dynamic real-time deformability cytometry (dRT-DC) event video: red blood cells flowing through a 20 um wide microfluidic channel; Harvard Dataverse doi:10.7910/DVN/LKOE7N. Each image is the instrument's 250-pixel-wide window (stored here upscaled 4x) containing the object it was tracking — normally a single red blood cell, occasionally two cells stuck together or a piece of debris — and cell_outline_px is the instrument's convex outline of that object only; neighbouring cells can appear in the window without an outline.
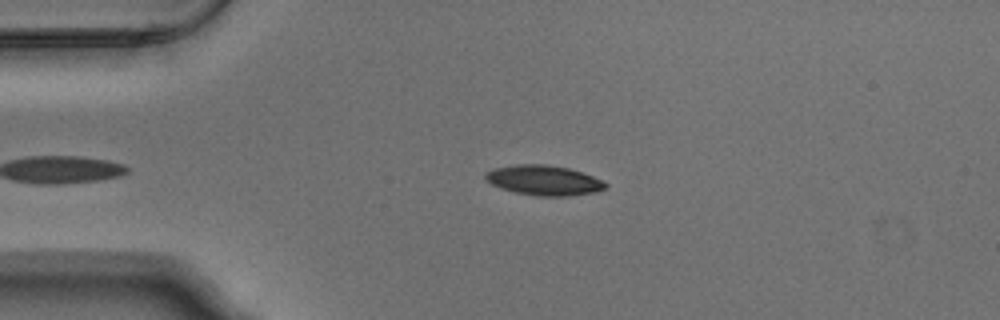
{"species": "Egyptian fruit bat (a non-hibernating species)", "species_latin": "Rousettus aegyptiacus", "temperature_condition": "warm", "stored_images_in_passage": 3, "camera_frame_rate_fps": 3000, "um_per_image_px": 0.085, "animal": {"sex": "male"}, "frame": {"image": 1, "passage_image": 1, "time_ms": 0.0, "image_size_px": [1000, 320], "cell_outline_px": [[608, 188], [596, 192], [568, 196], [540, 196], [516, 192], [500, 188], [492, 184], [484, 176], [484, 172], [496, 168], [516, 164], [548, 164], [568, 168], [584, 172], [608, 184]], "centroid_in_image_um": [46.26, 15.32], "position_along_channel_um": 38.7, "area_um2": 20.98}}
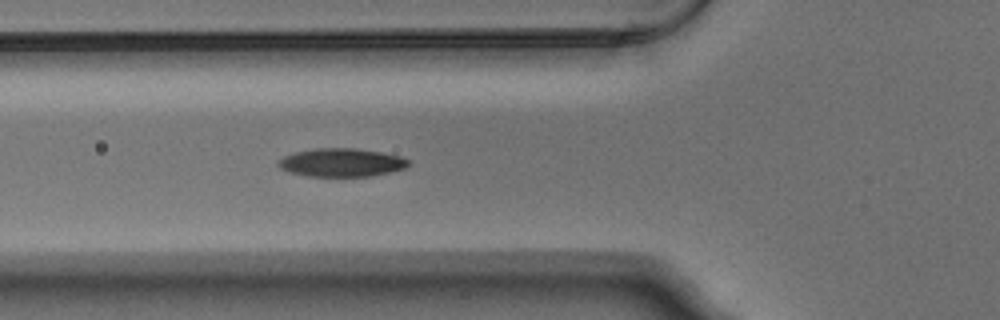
{"frame": {"image": 2, "passage_image": 3, "time_ms": 0.667, "image_size_px": [1000, 320], "cell_outline_px": [[408, 164], [404, 168], [372, 176], [308, 176], [288, 172], [280, 168], [276, 164], [276, 160], [284, 156], [296, 152], [316, 148], [356, 148], [380, 152], [400, 156], [408, 160]], "centroid_in_image_um": [28.96, 13.81], "position_along_channel_um": 96.8, "area_um2": 21.39}}